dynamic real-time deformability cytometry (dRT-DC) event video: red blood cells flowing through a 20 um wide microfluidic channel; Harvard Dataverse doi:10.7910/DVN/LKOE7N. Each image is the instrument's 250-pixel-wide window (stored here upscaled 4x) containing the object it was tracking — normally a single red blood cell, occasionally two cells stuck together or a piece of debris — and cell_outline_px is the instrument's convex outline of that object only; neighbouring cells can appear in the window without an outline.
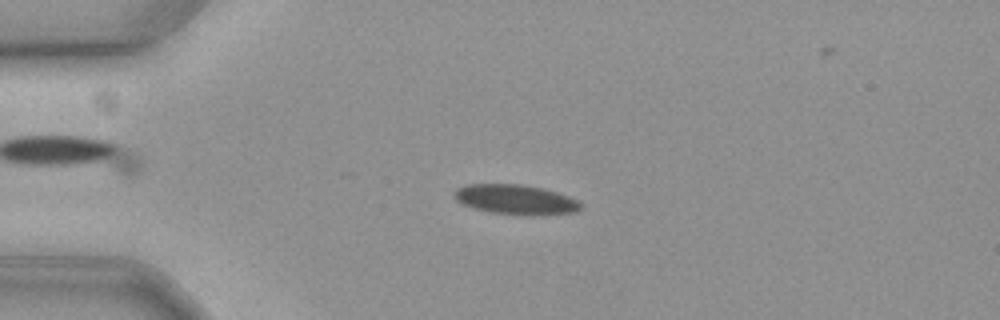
{"species": "common noctule bat (a hibernating species)", "species_latin": "Nyctalus noctula", "temperature_condition": "cold", "stored_images_in_passage": 56, "camera_frame_rate_fps": 3000, "um_per_image_px": 0.085, "animal": {"sex": "female", "body_mass_g": 19.3, "forearm_length_mm": 54.1}, "frame": {"image": 1, "passage_image": 14, "time_ms": 4.333, "image_size_px": [1000, 320], "cell_outline_px": [[580, 208], [576, 212], [536, 216], [532, 216], [492, 212], [460, 204], [452, 196], [452, 192], [456, 188], [468, 184], [520, 184], [540, 188], [556, 192], [568, 196], [576, 200], [580, 204]], "centroid_in_image_um": [43.77, 16.96], "position_along_channel_um": 41.2, "area_um2": 21.96}}
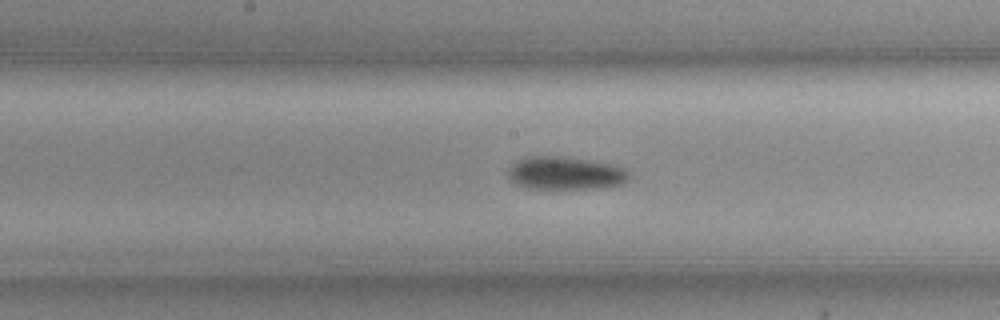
{"frame": {"image": 2, "passage_image": 30, "time_ms": 9.667, "image_size_px": [1000, 320], "cell_outline_px": [[628, 180], [624, 184], [600, 188], [556, 192], [552, 192], [524, 188], [516, 184], [508, 176], [508, 172], [520, 160], [528, 156], [560, 156], [592, 160], [616, 164], [624, 168], [628, 172]], "centroid_in_image_um": [48.1, 14.78], "position_along_channel_um": 200.1, "area_um2": 24.33}}
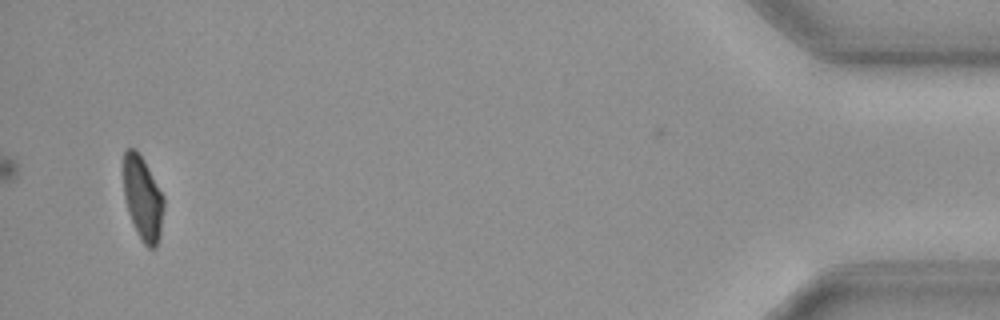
{"frame": {"image": 3, "passage_image": 56, "time_ms": 18.333, "image_size_px": [1000, 320], "cell_outline_px": [[164, 208], [160, 236], [156, 248], [148, 248], [140, 240], [128, 212], [124, 196], [124, 152], [128, 148], [136, 148], [144, 160], [164, 196]], "centroid_in_image_um": [12.15, 16.87], "position_along_channel_um": 423.1, "area_um2": 19.83}, "authors_computed_cell_mechanics": {"area_um2": 21.9351, "velocity_mm_per_s": 3.5636, "shape_relaxation_time_tau1_ms": 3.9399, "shape_relaxation_time_tau2_ms": null, "deformation_change_tau1": 0.0933, "deformation_change_tau2": null}}